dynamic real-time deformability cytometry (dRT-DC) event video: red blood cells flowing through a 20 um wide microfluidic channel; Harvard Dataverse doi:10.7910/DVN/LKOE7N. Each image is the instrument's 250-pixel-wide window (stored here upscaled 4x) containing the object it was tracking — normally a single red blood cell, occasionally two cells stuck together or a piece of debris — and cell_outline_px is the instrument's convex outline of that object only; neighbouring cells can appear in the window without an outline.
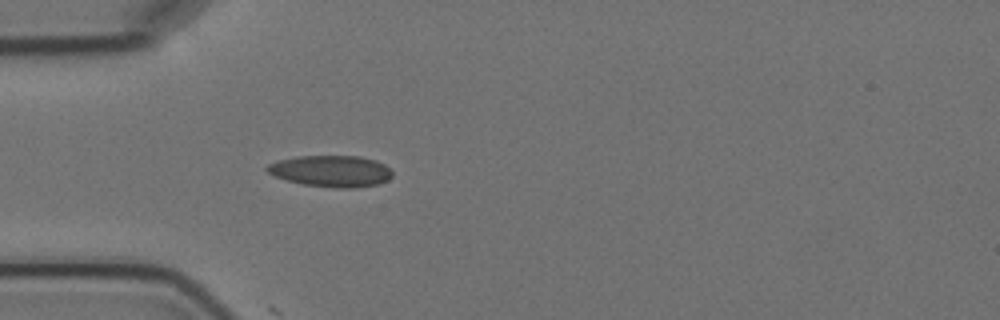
{"species": "Egyptian fruit bat (a non-hibernating species)", "species_latin": "Rousettus aegyptiacus", "temperature_condition": "cold", "stored_images_in_passage": 4, "camera_frame_rate_fps": 3000, "um_per_image_px": 0.085, "animal": {"sex": "female"}, "frame": {"image": 1, "passage_image": 4, "time_ms": 3.333, "image_size_px": [1000, 320], "cell_outline_px": [[392, 176], [388, 180], [376, 184], [352, 188], [336, 188], [304, 184], [288, 180], [276, 176], [268, 172], [264, 168], [268, 164], [280, 160], [296, 156], [360, 156], [376, 160], [384, 164], [392, 172]], "centroid_in_image_um": [28.15, 14.53], "position_along_channel_um": 56.8, "area_um2": 22.77}}